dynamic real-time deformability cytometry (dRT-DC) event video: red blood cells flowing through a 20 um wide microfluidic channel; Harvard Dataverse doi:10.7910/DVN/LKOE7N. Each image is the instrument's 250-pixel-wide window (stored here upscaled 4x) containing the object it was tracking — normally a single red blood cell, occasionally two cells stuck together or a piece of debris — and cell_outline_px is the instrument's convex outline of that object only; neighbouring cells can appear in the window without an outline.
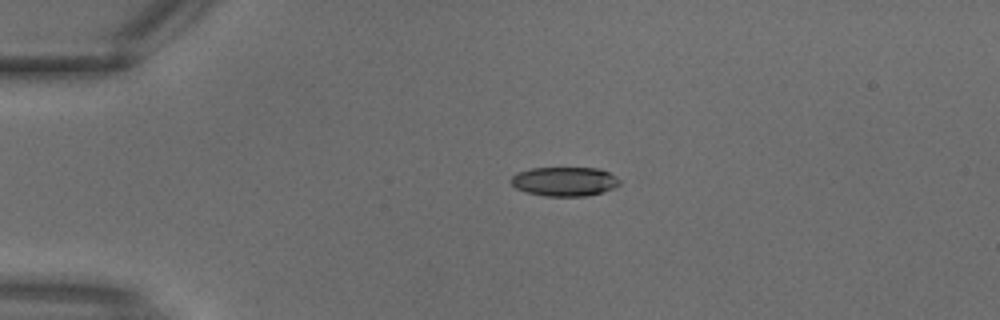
{"species": "common noctule bat (a hibernating species)", "species_latin": "Nyctalus noctula", "temperature_condition": "warm", "stored_images_in_passage": 2, "camera_frame_rate_fps": 3000, "um_per_image_px": 0.085, "animal": {"sex": "male", "body_mass_g": 18.8}, "frame": {"image": 1, "passage_image": 1, "time_ms": 0.0, "image_size_px": [1000, 320], "cell_outline_px": [[620, 184], [612, 188], [600, 192], [584, 196], [544, 196], [524, 192], [516, 188], [512, 184], [512, 176], [520, 172], [532, 168], [596, 168], [608, 172], [616, 176], [620, 180]], "centroid_in_image_um": [47.98, 15.43], "position_along_channel_um": 37.0, "area_um2": 18.26}}